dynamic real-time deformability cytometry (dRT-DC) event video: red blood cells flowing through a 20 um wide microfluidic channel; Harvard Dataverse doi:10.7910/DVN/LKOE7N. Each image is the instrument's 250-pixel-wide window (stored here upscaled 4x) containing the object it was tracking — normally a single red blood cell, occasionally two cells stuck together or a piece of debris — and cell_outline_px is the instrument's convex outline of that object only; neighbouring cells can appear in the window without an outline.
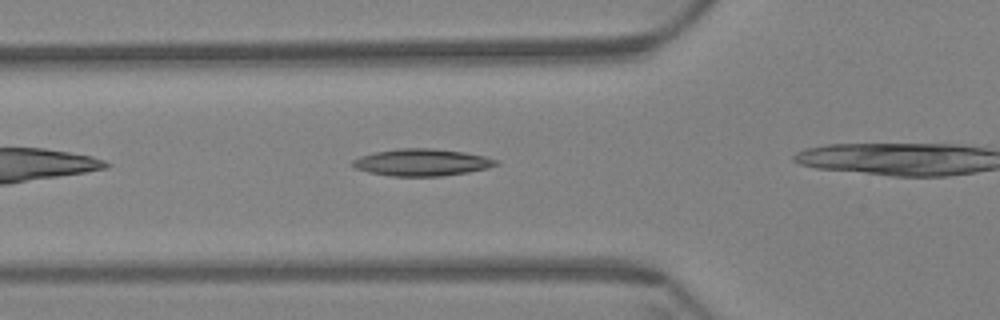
{"species": "Egyptian fruit bat (a non-hibernating species)", "species_latin": "Rousettus aegyptiacus", "temperature_condition": "warm", "stored_images_in_passage": 30, "camera_frame_rate_fps": 3000, "um_per_image_px": 0.085, "animal": {"sex": "female"}, "frame": {"image": 1, "passage_image": 5, "time_ms": 1.333, "image_size_px": [1000, 320], "cell_outline_px": [[500, 164], [488, 168], [468, 172], [440, 176], [392, 176], [368, 172], [356, 168], [352, 164], [352, 160], [360, 156], [372, 152], [396, 148], [432, 148], [464, 152], [484, 156], [496, 160]], "centroid_in_image_um": [35.84, 13.79], "position_along_channel_um": 90.0, "area_um2": 22.6}}
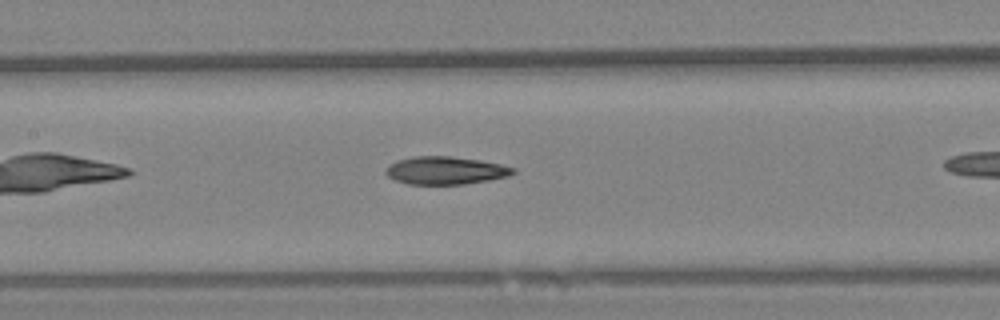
{"frame": {"image": 2, "passage_image": 12, "time_ms": 3.667, "image_size_px": [1000, 320], "cell_outline_px": [[516, 172], [508, 176], [488, 180], [464, 184], [408, 184], [396, 180], [388, 176], [384, 172], [388, 164], [400, 160], [416, 156], [448, 156], [480, 160], [500, 164], [516, 168]], "centroid_in_image_um": [37.87, 14.49], "position_along_channel_um": 169.5, "area_um2": 20.52}}
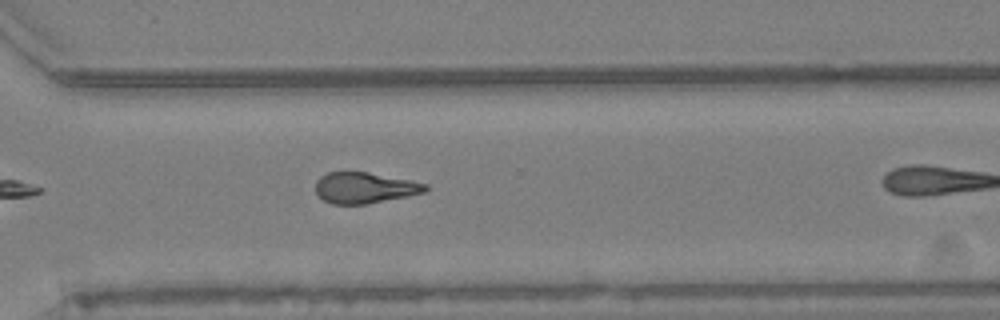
{"frame": {"image": 3, "passage_image": 27, "time_ms": 8.667, "image_size_px": [1000, 320], "cell_outline_px": [[428, 188], [424, 192], [408, 196], [368, 204], [332, 204], [324, 200], [316, 192], [316, 180], [320, 176], [328, 172], [368, 172], [428, 184]], "centroid_in_image_um": [30.98, 15.96], "position_along_channel_um": 339.6, "area_um2": 19.71}, "authors_computed_cell_mechanics": {"area_um2": 20.5768, "velocity_mm_per_s": 3.407, "shape_relaxation_time_tau1_ms": null, "shape_relaxation_time_tau2_ms": 8.0984, "deformation_change_tau1": null, "deformation_change_tau2": 0.2001}}